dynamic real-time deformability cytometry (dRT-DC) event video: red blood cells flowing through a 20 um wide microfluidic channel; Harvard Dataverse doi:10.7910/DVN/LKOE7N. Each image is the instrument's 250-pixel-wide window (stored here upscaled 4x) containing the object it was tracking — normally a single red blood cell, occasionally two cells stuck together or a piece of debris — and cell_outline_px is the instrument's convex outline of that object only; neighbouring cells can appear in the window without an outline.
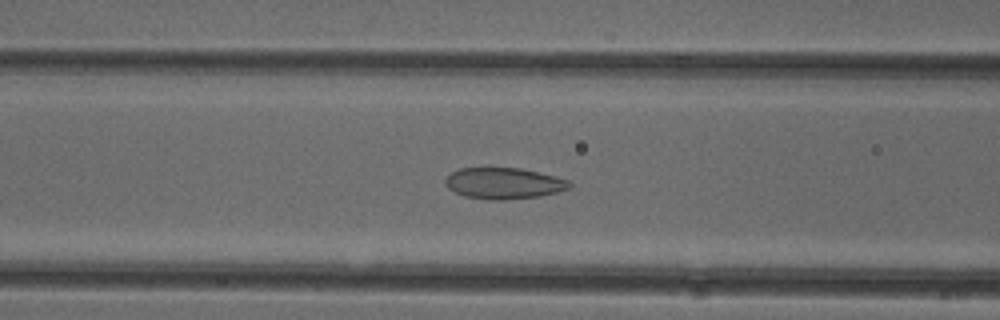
{"species": "common noctule bat (a hibernating species)", "species_latin": "Nyctalus noctula", "temperature_condition": "cold", "stored_images_in_passage": 37, "camera_frame_rate_fps": 3000, "um_per_image_px": 0.085, "animal": {"sex": "female"}, "frame": {"image": 1, "passage_image": 6, "time_ms": 1.667, "image_size_px": [1000, 320], "cell_outline_px": [[572, 184], [568, 188], [556, 192], [540, 196], [504, 200], [488, 200], [464, 196], [448, 188], [444, 184], [444, 180], [452, 172], [460, 168], [520, 168], [568, 180]], "centroid_in_image_um": [42.77, 15.59], "position_along_channel_um": 123.8, "area_um2": 22.37}}
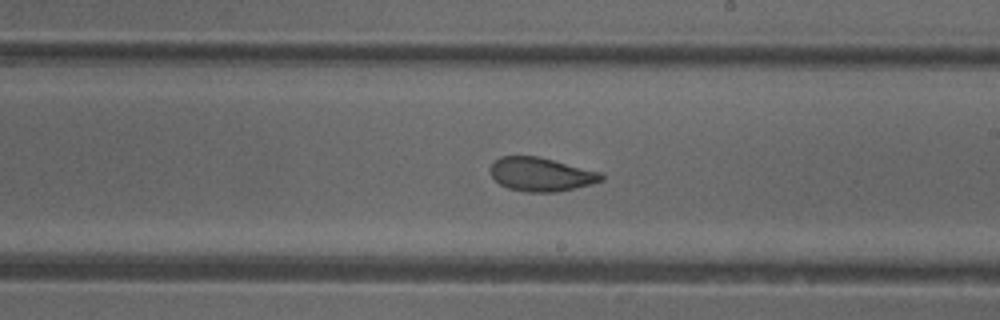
{"frame": {"image": 2, "passage_image": 15, "time_ms": 4.667, "image_size_px": [1000, 320], "cell_outline_px": [[604, 180], [592, 184], [556, 192], [528, 192], [508, 188], [500, 184], [492, 176], [488, 168], [500, 156], [536, 156], [600, 172], [604, 176]], "centroid_in_image_um": [45.97, 14.83], "position_along_channel_um": 243.0, "area_um2": 21.62}}
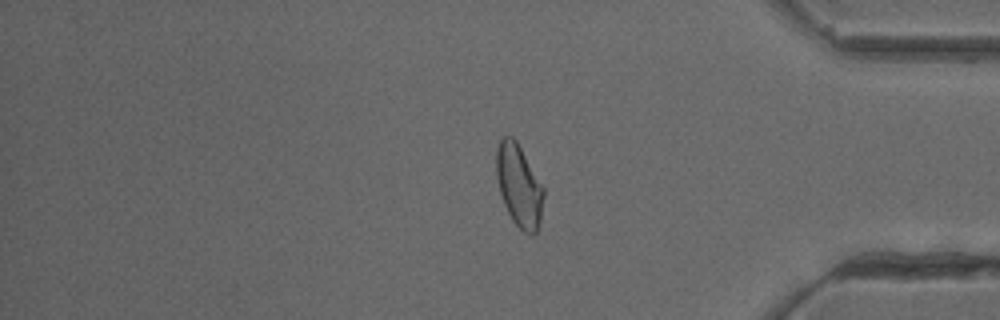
{"frame": {"image": 3, "passage_image": 28, "time_ms": 9.0, "image_size_px": [1000, 320], "cell_outline_px": [[544, 196], [540, 220], [536, 232], [532, 236], [524, 232], [512, 220], [504, 204], [500, 192], [496, 176], [496, 148], [500, 140], [504, 136], [512, 136], [516, 140], [544, 188]], "centroid_in_image_um": [44.11, 15.78], "position_along_channel_um": 391.1, "area_um2": 22.54}, "authors_computed_cell_mechanics": {"area_um2": 22.542, "velocity_mm_per_s": 3.9743, "shape_relaxation_time_tau1_ms": null, "shape_relaxation_time_tau2_ms": 1.5934, "deformation_change_tau1": null, "deformation_change_tau2": 0.0632}}